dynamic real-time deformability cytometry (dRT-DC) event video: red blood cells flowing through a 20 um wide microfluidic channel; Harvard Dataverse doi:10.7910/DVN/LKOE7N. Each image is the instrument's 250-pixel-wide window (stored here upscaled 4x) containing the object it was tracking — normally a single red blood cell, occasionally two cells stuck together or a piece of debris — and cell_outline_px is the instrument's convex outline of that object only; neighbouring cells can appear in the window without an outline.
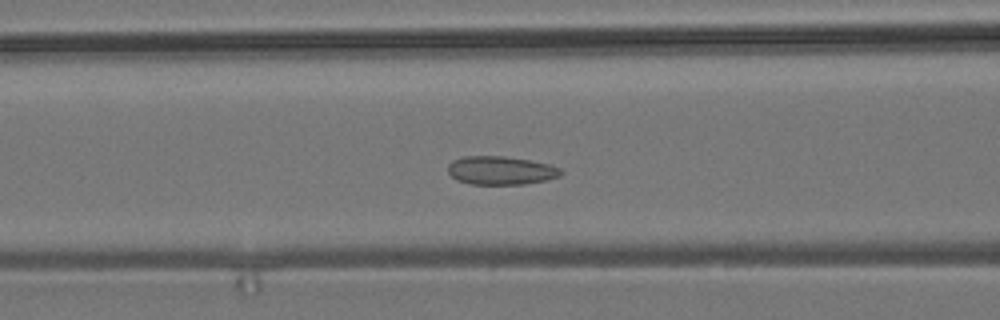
{"species": "common noctule bat (a hibernating species)", "species_latin": "Nyctalus noctula", "temperature_condition": "room temperature", "stored_images_in_passage": 43, "camera_frame_rate_fps": 3000, "um_per_image_px": 0.085, "animal": {"sex": "male", "body_mass_g": 19.2, "forearm_length_mm": 51.8}, "frame": {"image": 1, "passage_image": 23, "time_ms": 7.333, "image_size_px": [1000, 320], "cell_outline_px": [[564, 172], [560, 176], [544, 180], [524, 184], [472, 184], [456, 180], [448, 172], [448, 164], [452, 160], [464, 156], [504, 156], [552, 164], [560, 168]], "centroid_in_image_um": [42.57, 14.48], "position_along_channel_um": 124.0, "area_um2": 18.79}}
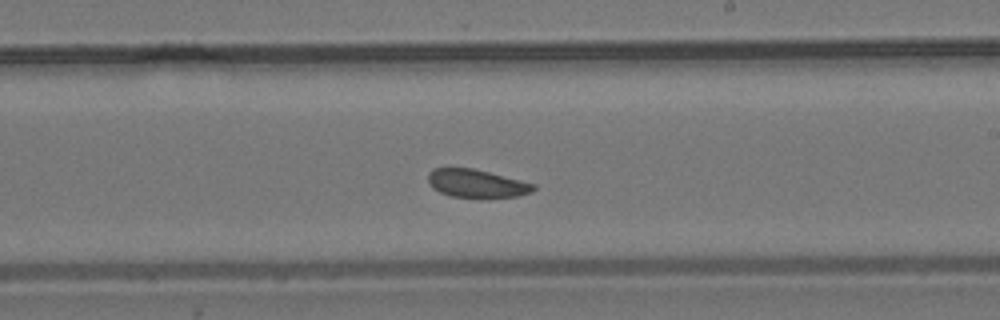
{"frame": {"image": 2, "passage_image": 33, "time_ms": 10.667, "image_size_px": [1000, 320], "cell_outline_px": [[536, 188], [532, 192], [520, 196], [480, 200], [452, 196], [440, 192], [432, 188], [428, 184], [428, 172], [432, 168], [472, 168], [536, 184]], "centroid_in_image_um": [40.52, 15.64], "position_along_channel_um": 248.5, "area_um2": 17.92}}
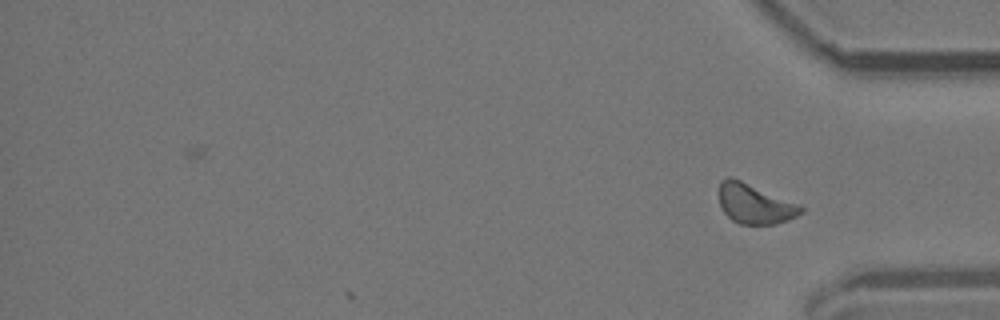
{"frame": {"image": 3, "passage_image": 43, "time_ms": 14.0, "image_size_px": [1000, 320], "cell_outline_px": [[804, 212], [796, 216], [772, 224], [740, 224], [732, 220], [724, 212], [720, 204], [720, 180], [728, 176], [732, 176], [796, 204], [804, 208]], "centroid_in_image_um": [64.1, 17.31], "position_along_channel_um": 371.1, "area_um2": 18.5}, "authors_computed_cell_mechanics": {"area_um2": 18.9006, "velocity_mm_per_s": 3.7476, "shape_relaxation_time_tau1_ms": 5.8698, "shape_relaxation_time_tau2_ms": 1.4936, "deformation_change_tau1": 0.0523, "deformation_change_tau2": 0.0531}}